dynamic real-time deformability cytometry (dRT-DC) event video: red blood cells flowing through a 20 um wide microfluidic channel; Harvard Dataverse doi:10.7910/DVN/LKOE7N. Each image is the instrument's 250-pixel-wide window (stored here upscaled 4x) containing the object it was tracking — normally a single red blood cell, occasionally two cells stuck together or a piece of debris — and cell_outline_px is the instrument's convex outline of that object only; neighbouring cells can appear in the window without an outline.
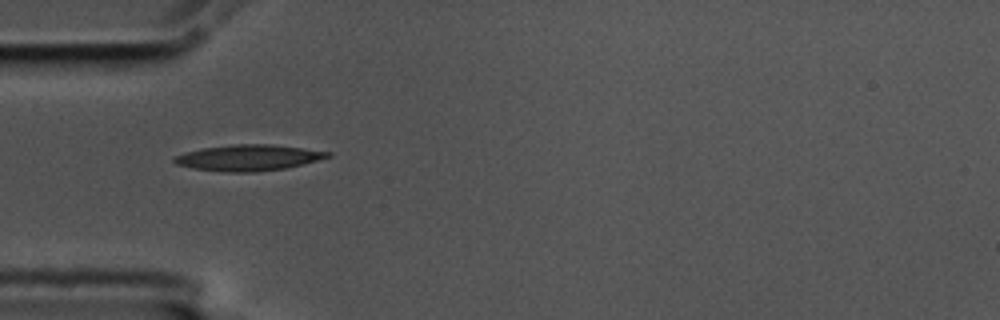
{"species": "common noctule bat (a hibernating species)", "species_latin": "Nyctalus noctula", "temperature_condition": "cold", "stored_images_in_passage": 31, "camera_frame_rate_fps": 3000, "um_per_image_px": 0.085, "animal": {"sex": "male", "body_mass_g": 17.5, "forearm_length_mm": 52.3}, "frame": {"image": 1, "passage_image": 1, "time_ms": 0.0, "image_size_px": [1000, 320], "cell_outline_px": [[332, 156], [304, 164], [284, 168], [252, 172], [228, 172], [192, 168], [176, 164], [172, 160], [172, 156], [184, 152], [204, 148], [232, 144], [272, 144], [304, 148], [332, 152]], "centroid_in_image_um": [21.11, 13.4], "position_along_channel_um": 63.9, "area_um2": 23.29}}
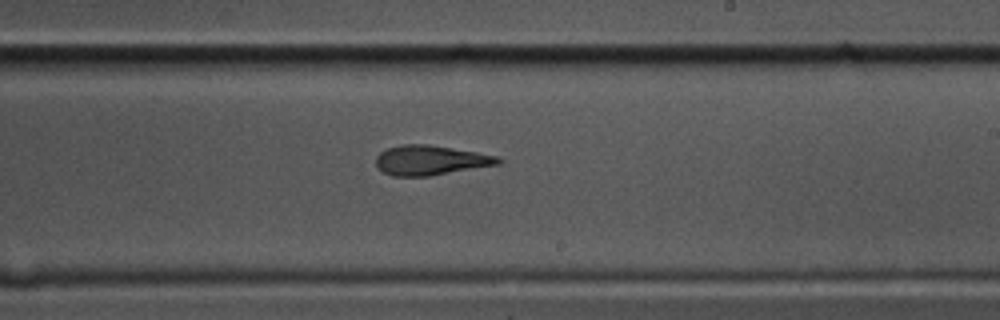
{"frame": {"image": 2, "passage_image": 17, "time_ms": 5.333, "image_size_px": [1000, 320], "cell_outline_px": [[504, 160], [500, 164], [428, 176], [392, 176], [384, 172], [376, 164], [376, 156], [380, 152], [388, 148], [400, 144], [428, 144], [500, 156]], "centroid_in_image_um": [36.62, 13.61], "position_along_channel_um": 252.4, "area_um2": 21.15}}
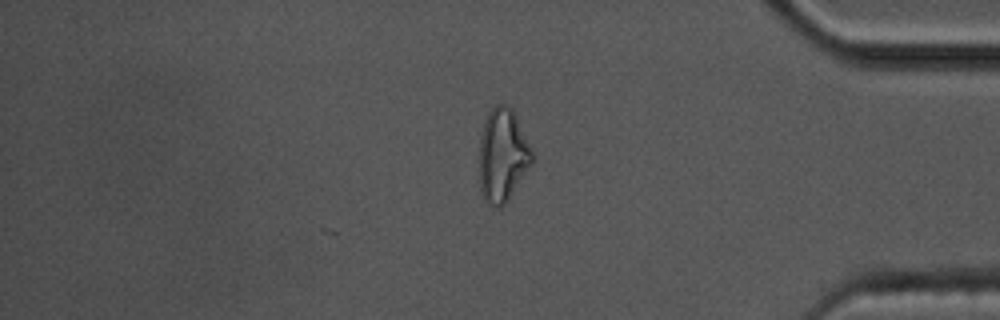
{"frame": {"image": 3, "passage_image": 31, "time_ms": 10.0, "image_size_px": [1000, 320], "cell_outline_px": [[532, 164], [508, 200], [500, 208], [488, 204], [484, 200], [480, 188], [480, 136], [484, 120], [488, 112], [496, 104], [508, 104], [512, 108], [516, 116], [532, 152]], "centroid_in_image_um": [42.7, 13.19], "position_along_channel_um": 392.5, "area_um2": 28.55}, "authors_computed_cell_mechanics": {"area_um2": 20.808, "velocity_mm_per_s": 3.5519, "shape_relaxation_time_tau1_ms": 5.1091, "shape_relaxation_time_tau2_ms": 3.8361, "deformation_change_tau1": 0.185, "deformation_change_tau2": 0.147}}